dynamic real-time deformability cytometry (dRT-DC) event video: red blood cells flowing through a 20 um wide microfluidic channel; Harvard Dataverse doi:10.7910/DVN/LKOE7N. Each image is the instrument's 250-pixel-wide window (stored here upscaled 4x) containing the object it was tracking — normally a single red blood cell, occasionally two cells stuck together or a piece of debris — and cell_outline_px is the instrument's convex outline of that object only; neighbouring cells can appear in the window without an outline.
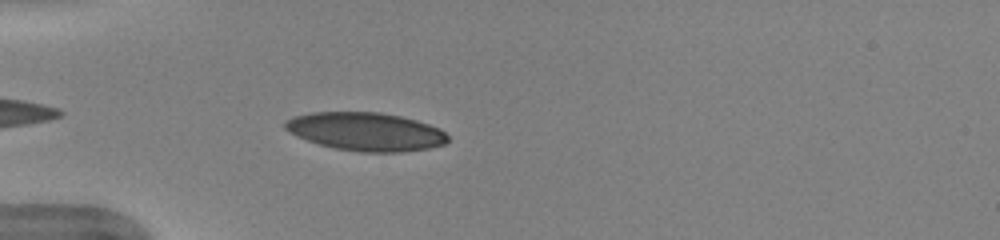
{"species": "human", "species_latin": "Homo sapiens", "temperature_condition": "warm", "stored_images_in_passage": 34, "camera_frame_rate_fps": 3000, "um_per_image_px": 0.085, "donor": {"sex": "female"}, "frame": {"image": 1, "passage_image": 3, "time_ms": 0.667, "image_size_px": [1000, 240], "cell_outline_px": [[448, 140], [444, 144], [428, 148], [400, 152], [360, 152], [336, 148], [320, 144], [296, 136], [284, 128], [284, 120], [296, 116], [312, 112], [380, 112], [400, 116], [416, 120], [440, 128], [448, 136]], "centroid_in_image_um": [31.09, 11.18], "position_along_channel_um": 53.9, "area_um2": 36.18}}
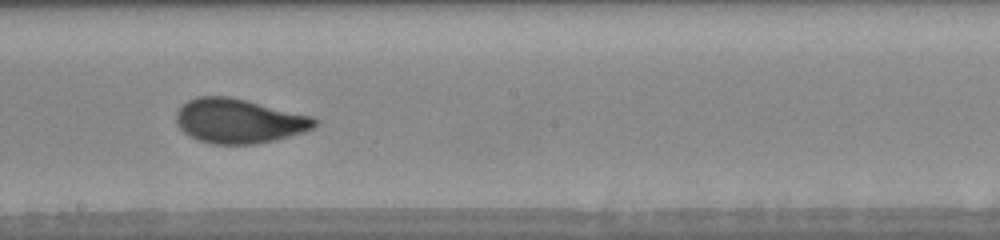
{"frame": {"image": 2, "passage_image": 17, "time_ms": 5.333, "image_size_px": [1000, 240], "cell_outline_px": [[320, 120], [312, 128], [304, 132], [276, 140], [256, 144], [212, 144], [196, 140], [188, 136], [176, 124], [176, 112], [188, 100], [196, 96], [228, 96], [312, 116]], "centroid_in_image_um": [20.29, 10.29], "position_along_channel_um": 227.9, "area_um2": 35.95}}
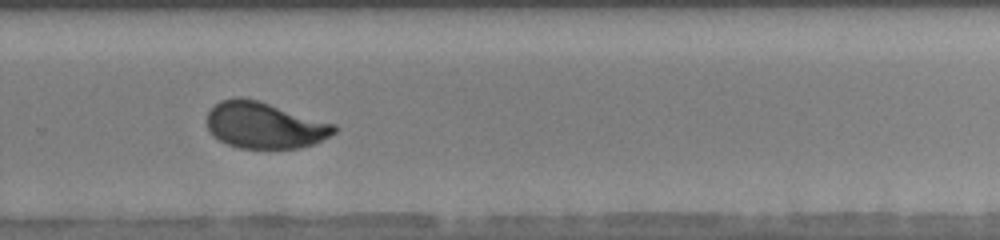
{"frame": {"image": 3, "passage_image": 23, "time_ms": 7.333, "image_size_px": [1000, 240], "cell_outline_px": [[340, 128], [336, 132], [312, 144], [300, 148], [240, 148], [228, 144], [212, 136], [208, 132], [208, 112], [220, 100], [240, 96], [260, 100], [336, 124]], "centroid_in_image_um": [22.5, 10.63], "position_along_channel_um": 307.3, "area_um2": 34.56}, "authors_computed_cell_mechanics": {"area_um2": 35.7204, "velocity_mm_per_s": 3.9964, "shape_relaxation_time_tau1_ms": 3.6021, "shape_relaxation_time_tau2_ms": null, "deformation_change_tau1": 0.1683, "deformation_change_tau2": null}}